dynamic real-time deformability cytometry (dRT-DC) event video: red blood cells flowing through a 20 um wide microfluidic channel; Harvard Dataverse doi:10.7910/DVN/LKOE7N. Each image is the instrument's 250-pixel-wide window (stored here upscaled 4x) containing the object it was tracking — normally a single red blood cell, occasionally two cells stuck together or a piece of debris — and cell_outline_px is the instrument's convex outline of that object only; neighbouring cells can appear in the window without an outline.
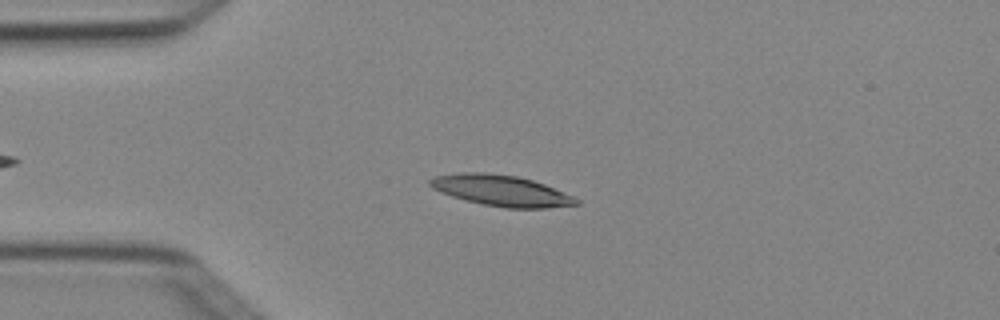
{"species": "Egyptian fruit bat (a non-hibernating species)", "species_latin": "Rousettus aegyptiacus", "temperature_condition": "cold", "stored_images_in_passage": 7, "camera_frame_rate_fps": 3000, "um_per_image_px": 0.085, "animal": {"sex": "female"}, "frame": {"image": 1, "passage_image": 4, "time_ms": 1.0, "image_size_px": [1000, 320], "cell_outline_px": [[580, 204], [548, 208], [504, 208], [484, 204], [452, 196], [440, 192], [432, 188], [428, 184], [428, 180], [436, 176], [464, 172], [484, 172], [516, 176], [532, 180], [544, 184], [572, 196], [580, 200]], "centroid_in_image_um": [42.6, 16.2], "position_along_channel_um": 42.4, "area_um2": 26.13}}
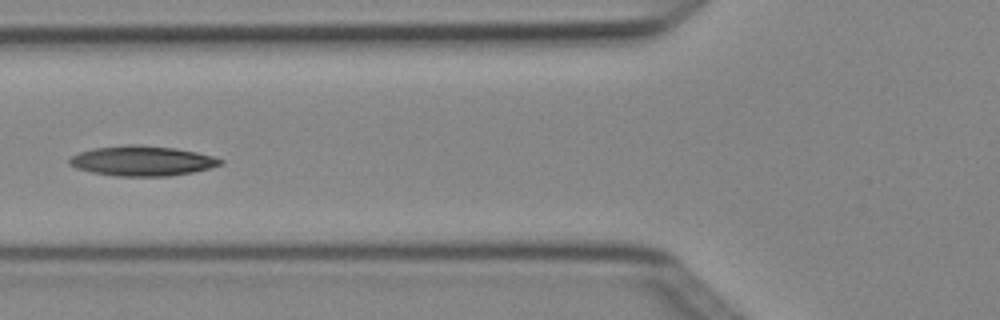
{"frame": {"image": 2, "passage_image": 6, "time_ms": 1.667, "image_size_px": [1000, 320], "cell_outline_px": [[224, 164], [212, 168], [192, 172], [168, 176], [116, 176], [92, 172], [76, 168], [68, 164], [68, 160], [72, 156], [80, 152], [92, 148], [128, 144], [140, 144], [176, 148], [196, 152], [212, 156], [224, 160]], "centroid_in_image_um": [12.09, 13.67], "position_along_channel_um": 113.7, "area_um2": 26.59}}
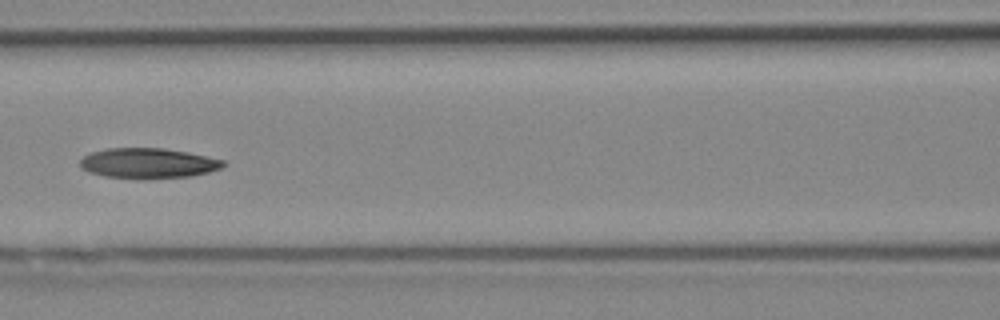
{"frame": {"image": 3, "passage_image": 7, "time_ms": 2.0, "image_size_px": [1000, 320], "cell_outline_px": [[228, 164], [220, 168], [208, 172], [192, 176], [144, 180], [140, 180], [104, 176], [88, 172], [80, 168], [80, 160], [84, 156], [92, 152], [108, 148], [164, 148], [188, 152], [224, 160]], "centroid_in_image_um": [12.59, 13.89], "position_along_channel_um": 154.0, "area_um2": 25.66}}